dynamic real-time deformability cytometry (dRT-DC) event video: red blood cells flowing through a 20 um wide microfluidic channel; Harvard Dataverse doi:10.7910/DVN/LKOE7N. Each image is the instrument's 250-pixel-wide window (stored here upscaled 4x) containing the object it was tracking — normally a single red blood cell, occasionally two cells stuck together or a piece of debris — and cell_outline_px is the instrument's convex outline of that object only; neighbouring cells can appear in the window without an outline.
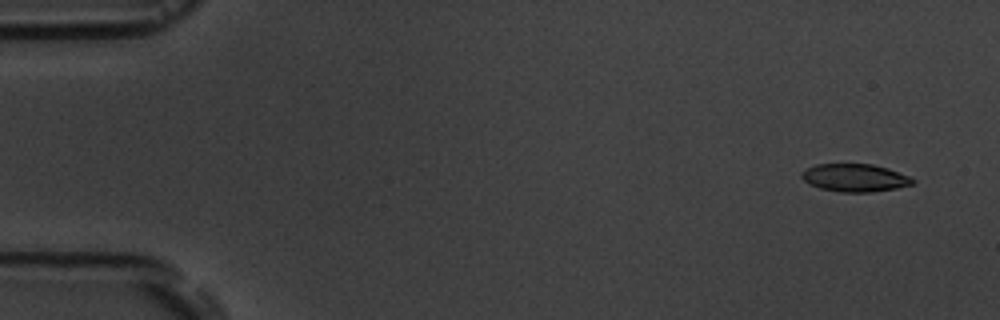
{"species": "common noctule bat (a hibernating species)", "species_latin": "Nyctalus noctula", "temperature_condition": "room temperature", "stored_images_in_passage": 4, "camera_frame_rate_fps": 3000, "um_per_image_px": 0.085, "animal": {"sex": "male", "body_mass_g": 19.5, "forearm_length_mm": 54.6}, "frame": {"image": 1, "passage_image": 1, "time_ms": 0.0, "image_size_px": [1000, 320], "cell_outline_px": [[916, 180], [912, 184], [896, 188], [868, 192], [840, 192], [820, 188], [808, 184], [800, 176], [800, 172], [816, 164], [872, 164], [888, 168], [908, 176]], "centroid_in_image_um": [72.63, 15.11], "position_along_channel_um": 12.4, "area_um2": 17.92}}
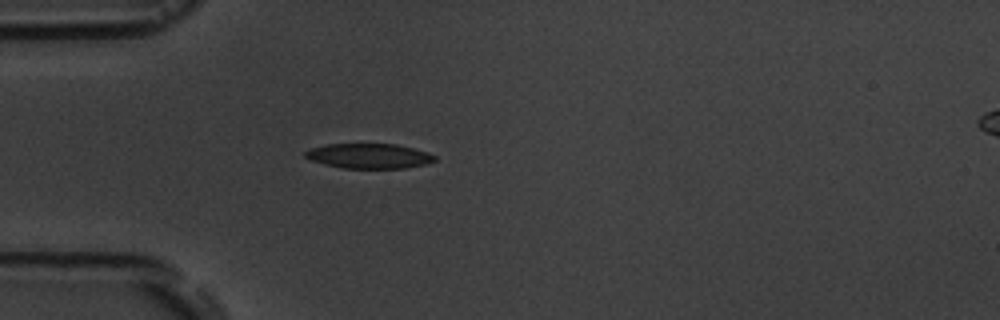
{"frame": {"image": 2, "passage_image": 4, "time_ms": 4.333, "image_size_px": [1000, 320], "cell_outline_px": [[436, 160], [424, 164], [404, 168], [344, 168], [324, 164], [312, 160], [304, 156], [304, 152], [308, 148], [324, 144], [396, 144], [428, 152], [436, 156]], "centroid_in_image_um": [31.33, 13.25], "position_along_channel_um": 53.7, "area_um2": 18.79}}